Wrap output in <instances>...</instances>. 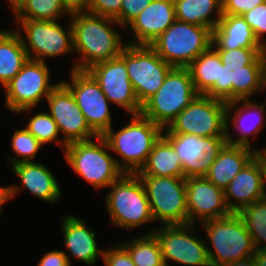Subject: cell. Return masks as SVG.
Segmentation results:
<instances>
[{"instance_id":"obj_1","label":"cell","mask_w":266,"mask_h":266,"mask_svg":"<svg viewBox=\"0 0 266 266\" xmlns=\"http://www.w3.org/2000/svg\"><path fill=\"white\" fill-rule=\"evenodd\" d=\"M220 55L219 82H215V98L230 102L248 99L263 90L266 70V48L217 50Z\"/></svg>"},{"instance_id":"obj_2","label":"cell","mask_w":266,"mask_h":266,"mask_svg":"<svg viewBox=\"0 0 266 266\" xmlns=\"http://www.w3.org/2000/svg\"><path fill=\"white\" fill-rule=\"evenodd\" d=\"M74 51L79 53L80 60L72 70H87L94 64L120 56L126 46L122 45L121 34L110 25L118 22L89 12L71 14Z\"/></svg>"},{"instance_id":"obj_3","label":"cell","mask_w":266,"mask_h":266,"mask_svg":"<svg viewBox=\"0 0 266 266\" xmlns=\"http://www.w3.org/2000/svg\"><path fill=\"white\" fill-rule=\"evenodd\" d=\"M130 123L114 132L109 128L102 137L110 150L122 159L116 161L118 167L129 174H136L145 165L154 144L164 130L141 113L132 115Z\"/></svg>"},{"instance_id":"obj_4","label":"cell","mask_w":266,"mask_h":266,"mask_svg":"<svg viewBox=\"0 0 266 266\" xmlns=\"http://www.w3.org/2000/svg\"><path fill=\"white\" fill-rule=\"evenodd\" d=\"M212 40L210 28L176 19L150 46L172 67L187 68L212 45Z\"/></svg>"},{"instance_id":"obj_5","label":"cell","mask_w":266,"mask_h":266,"mask_svg":"<svg viewBox=\"0 0 266 266\" xmlns=\"http://www.w3.org/2000/svg\"><path fill=\"white\" fill-rule=\"evenodd\" d=\"M106 195L112 225L134 229L154 221L144 185L137 174L124 173Z\"/></svg>"},{"instance_id":"obj_6","label":"cell","mask_w":266,"mask_h":266,"mask_svg":"<svg viewBox=\"0 0 266 266\" xmlns=\"http://www.w3.org/2000/svg\"><path fill=\"white\" fill-rule=\"evenodd\" d=\"M197 95L189 69L173 67L157 92L142 105L141 114L164 129Z\"/></svg>"},{"instance_id":"obj_7","label":"cell","mask_w":266,"mask_h":266,"mask_svg":"<svg viewBox=\"0 0 266 266\" xmlns=\"http://www.w3.org/2000/svg\"><path fill=\"white\" fill-rule=\"evenodd\" d=\"M210 240L207 246L212 266H227L235 261L250 257L255 252L252 238L238 213L202 222Z\"/></svg>"},{"instance_id":"obj_8","label":"cell","mask_w":266,"mask_h":266,"mask_svg":"<svg viewBox=\"0 0 266 266\" xmlns=\"http://www.w3.org/2000/svg\"><path fill=\"white\" fill-rule=\"evenodd\" d=\"M97 142L80 141L67 144L64 157L72 169L95 188L109 187L124 172L108 153L109 145L102 136Z\"/></svg>"},{"instance_id":"obj_9","label":"cell","mask_w":266,"mask_h":266,"mask_svg":"<svg viewBox=\"0 0 266 266\" xmlns=\"http://www.w3.org/2000/svg\"><path fill=\"white\" fill-rule=\"evenodd\" d=\"M141 179L154 221L162 225L188 224L185 177L139 176Z\"/></svg>"},{"instance_id":"obj_10","label":"cell","mask_w":266,"mask_h":266,"mask_svg":"<svg viewBox=\"0 0 266 266\" xmlns=\"http://www.w3.org/2000/svg\"><path fill=\"white\" fill-rule=\"evenodd\" d=\"M120 57L126 62L129 80L141 106L157 92L173 68L149 45L126 44Z\"/></svg>"},{"instance_id":"obj_11","label":"cell","mask_w":266,"mask_h":266,"mask_svg":"<svg viewBox=\"0 0 266 266\" xmlns=\"http://www.w3.org/2000/svg\"><path fill=\"white\" fill-rule=\"evenodd\" d=\"M226 105L223 100L199 94L167 129L201 137L226 136Z\"/></svg>"},{"instance_id":"obj_12","label":"cell","mask_w":266,"mask_h":266,"mask_svg":"<svg viewBox=\"0 0 266 266\" xmlns=\"http://www.w3.org/2000/svg\"><path fill=\"white\" fill-rule=\"evenodd\" d=\"M46 62L28 59L20 72L5 86L6 106L15 113L31 111L57 84H49Z\"/></svg>"},{"instance_id":"obj_13","label":"cell","mask_w":266,"mask_h":266,"mask_svg":"<svg viewBox=\"0 0 266 266\" xmlns=\"http://www.w3.org/2000/svg\"><path fill=\"white\" fill-rule=\"evenodd\" d=\"M192 226L194 227L193 224L162 225L151 230L150 234L158 240L164 264H168L169 260L186 266H212L207 244L204 239L193 235L195 231Z\"/></svg>"},{"instance_id":"obj_14","label":"cell","mask_w":266,"mask_h":266,"mask_svg":"<svg viewBox=\"0 0 266 266\" xmlns=\"http://www.w3.org/2000/svg\"><path fill=\"white\" fill-rule=\"evenodd\" d=\"M16 20L18 25L23 26L22 31H24L27 41L22 38V42L29 59L44 62V58H55L64 53L74 52L71 22L68 30H65L57 24V20Z\"/></svg>"},{"instance_id":"obj_15","label":"cell","mask_w":266,"mask_h":266,"mask_svg":"<svg viewBox=\"0 0 266 266\" xmlns=\"http://www.w3.org/2000/svg\"><path fill=\"white\" fill-rule=\"evenodd\" d=\"M162 136L172 145L180 157L184 177H205L220 150L226 136L201 137L194 134L171 133L167 128Z\"/></svg>"},{"instance_id":"obj_16","label":"cell","mask_w":266,"mask_h":266,"mask_svg":"<svg viewBox=\"0 0 266 266\" xmlns=\"http://www.w3.org/2000/svg\"><path fill=\"white\" fill-rule=\"evenodd\" d=\"M71 81H61L72 93L90 128L102 136L112 127L109 101L87 70L71 69Z\"/></svg>"},{"instance_id":"obj_17","label":"cell","mask_w":266,"mask_h":266,"mask_svg":"<svg viewBox=\"0 0 266 266\" xmlns=\"http://www.w3.org/2000/svg\"><path fill=\"white\" fill-rule=\"evenodd\" d=\"M87 71L98 82L109 102L125 108L131 115L141 113L142 106L129 80L126 62L120 56L94 64Z\"/></svg>"},{"instance_id":"obj_18","label":"cell","mask_w":266,"mask_h":266,"mask_svg":"<svg viewBox=\"0 0 266 266\" xmlns=\"http://www.w3.org/2000/svg\"><path fill=\"white\" fill-rule=\"evenodd\" d=\"M49 114L63 133V142L89 141L98 135L88 125L71 91L60 81L46 98Z\"/></svg>"},{"instance_id":"obj_19","label":"cell","mask_w":266,"mask_h":266,"mask_svg":"<svg viewBox=\"0 0 266 266\" xmlns=\"http://www.w3.org/2000/svg\"><path fill=\"white\" fill-rule=\"evenodd\" d=\"M186 198L188 224H194L198 218L202 223L231 214L225 202L224 190L205 177L186 178Z\"/></svg>"},{"instance_id":"obj_20","label":"cell","mask_w":266,"mask_h":266,"mask_svg":"<svg viewBox=\"0 0 266 266\" xmlns=\"http://www.w3.org/2000/svg\"><path fill=\"white\" fill-rule=\"evenodd\" d=\"M175 20L173 0H153L127 25L134 35L128 44L150 46Z\"/></svg>"},{"instance_id":"obj_21","label":"cell","mask_w":266,"mask_h":266,"mask_svg":"<svg viewBox=\"0 0 266 266\" xmlns=\"http://www.w3.org/2000/svg\"><path fill=\"white\" fill-rule=\"evenodd\" d=\"M224 194L231 213H238L254 201L264 198L259 152L233 178L224 190ZM231 198L236 201H230Z\"/></svg>"},{"instance_id":"obj_22","label":"cell","mask_w":266,"mask_h":266,"mask_svg":"<svg viewBox=\"0 0 266 266\" xmlns=\"http://www.w3.org/2000/svg\"><path fill=\"white\" fill-rule=\"evenodd\" d=\"M62 220L64 243L73 256L88 265H94L99 257L103 258L104 250L97 248L96 235L92 228L86 227L85 221L72 215Z\"/></svg>"},{"instance_id":"obj_23","label":"cell","mask_w":266,"mask_h":266,"mask_svg":"<svg viewBox=\"0 0 266 266\" xmlns=\"http://www.w3.org/2000/svg\"><path fill=\"white\" fill-rule=\"evenodd\" d=\"M212 47H216V50L266 48L257 40L242 16L229 14H223L213 29Z\"/></svg>"},{"instance_id":"obj_24","label":"cell","mask_w":266,"mask_h":266,"mask_svg":"<svg viewBox=\"0 0 266 266\" xmlns=\"http://www.w3.org/2000/svg\"><path fill=\"white\" fill-rule=\"evenodd\" d=\"M260 150L225 144L213 162L205 178L225 190L233 178Z\"/></svg>"},{"instance_id":"obj_25","label":"cell","mask_w":266,"mask_h":266,"mask_svg":"<svg viewBox=\"0 0 266 266\" xmlns=\"http://www.w3.org/2000/svg\"><path fill=\"white\" fill-rule=\"evenodd\" d=\"M241 102L243 106L235 110V113L233 116L230 115V111L235 108L237 105H239ZM266 103L264 102L262 105L256 104L251 102L249 99H240V100H234L227 102L226 105V142L227 144L230 145H237V146H244L251 148L250 146V141H249V136L257 134L258 131L261 130L263 123H264V116H263V111L265 108ZM254 114V115H253ZM252 118L253 116V124L250 121V124L245 123L246 118H249L250 116ZM229 116V117H228ZM231 116V117H230ZM229 118L233 122L234 127L240 132L239 138L237 139H232L231 134L228 131L229 126ZM248 120V119H247ZM247 122V121H246ZM249 122V121H248Z\"/></svg>"},{"instance_id":"obj_26","label":"cell","mask_w":266,"mask_h":266,"mask_svg":"<svg viewBox=\"0 0 266 266\" xmlns=\"http://www.w3.org/2000/svg\"><path fill=\"white\" fill-rule=\"evenodd\" d=\"M13 171L22 180L24 188L49 203L61 198V189L52 172L42 163L23 162L16 164Z\"/></svg>"},{"instance_id":"obj_27","label":"cell","mask_w":266,"mask_h":266,"mask_svg":"<svg viewBox=\"0 0 266 266\" xmlns=\"http://www.w3.org/2000/svg\"><path fill=\"white\" fill-rule=\"evenodd\" d=\"M136 174L138 176L184 177L180 157L163 136L154 144L145 165Z\"/></svg>"},{"instance_id":"obj_28","label":"cell","mask_w":266,"mask_h":266,"mask_svg":"<svg viewBox=\"0 0 266 266\" xmlns=\"http://www.w3.org/2000/svg\"><path fill=\"white\" fill-rule=\"evenodd\" d=\"M19 30L0 33V83L5 86L28 61Z\"/></svg>"},{"instance_id":"obj_29","label":"cell","mask_w":266,"mask_h":266,"mask_svg":"<svg viewBox=\"0 0 266 266\" xmlns=\"http://www.w3.org/2000/svg\"><path fill=\"white\" fill-rule=\"evenodd\" d=\"M212 45L187 68L198 94L215 98V82H219L220 55Z\"/></svg>"},{"instance_id":"obj_30","label":"cell","mask_w":266,"mask_h":266,"mask_svg":"<svg viewBox=\"0 0 266 266\" xmlns=\"http://www.w3.org/2000/svg\"><path fill=\"white\" fill-rule=\"evenodd\" d=\"M175 17L179 21L199 26H206L212 31L222 17V0H173ZM217 14L212 19L211 13Z\"/></svg>"},{"instance_id":"obj_31","label":"cell","mask_w":266,"mask_h":266,"mask_svg":"<svg viewBox=\"0 0 266 266\" xmlns=\"http://www.w3.org/2000/svg\"><path fill=\"white\" fill-rule=\"evenodd\" d=\"M10 8L17 19L56 21L69 14L61 0H16Z\"/></svg>"},{"instance_id":"obj_32","label":"cell","mask_w":266,"mask_h":266,"mask_svg":"<svg viewBox=\"0 0 266 266\" xmlns=\"http://www.w3.org/2000/svg\"><path fill=\"white\" fill-rule=\"evenodd\" d=\"M122 246L130 254L135 266H162L164 265L161 249L157 238L153 234H144Z\"/></svg>"},{"instance_id":"obj_33","label":"cell","mask_w":266,"mask_h":266,"mask_svg":"<svg viewBox=\"0 0 266 266\" xmlns=\"http://www.w3.org/2000/svg\"><path fill=\"white\" fill-rule=\"evenodd\" d=\"M238 215L252 238L255 250L266 249V199L254 201L241 209ZM260 242L265 244L261 245Z\"/></svg>"},{"instance_id":"obj_34","label":"cell","mask_w":266,"mask_h":266,"mask_svg":"<svg viewBox=\"0 0 266 266\" xmlns=\"http://www.w3.org/2000/svg\"><path fill=\"white\" fill-rule=\"evenodd\" d=\"M42 145L55 141L59 145L63 143L64 149L67 144L58 140L60 133L56 122L53 120L49 112H41L33 116L28 125L25 127ZM58 140V141H57Z\"/></svg>"},{"instance_id":"obj_35","label":"cell","mask_w":266,"mask_h":266,"mask_svg":"<svg viewBox=\"0 0 266 266\" xmlns=\"http://www.w3.org/2000/svg\"><path fill=\"white\" fill-rule=\"evenodd\" d=\"M41 147L42 144L26 128L15 129L12 137V148L18 156H21V159L8 157L11 166L32 162Z\"/></svg>"},{"instance_id":"obj_36","label":"cell","mask_w":266,"mask_h":266,"mask_svg":"<svg viewBox=\"0 0 266 266\" xmlns=\"http://www.w3.org/2000/svg\"><path fill=\"white\" fill-rule=\"evenodd\" d=\"M242 17L253 30L257 40L266 47V41L263 40V36L266 34V0L243 14Z\"/></svg>"},{"instance_id":"obj_37","label":"cell","mask_w":266,"mask_h":266,"mask_svg":"<svg viewBox=\"0 0 266 266\" xmlns=\"http://www.w3.org/2000/svg\"><path fill=\"white\" fill-rule=\"evenodd\" d=\"M122 0H90L88 12L91 14L113 18L120 25Z\"/></svg>"},{"instance_id":"obj_38","label":"cell","mask_w":266,"mask_h":266,"mask_svg":"<svg viewBox=\"0 0 266 266\" xmlns=\"http://www.w3.org/2000/svg\"><path fill=\"white\" fill-rule=\"evenodd\" d=\"M153 0H122L120 10V26H127Z\"/></svg>"},{"instance_id":"obj_39","label":"cell","mask_w":266,"mask_h":266,"mask_svg":"<svg viewBox=\"0 0 266 266\" xmlns=\"http://www.w3.org/2000/svg\"><path fill=\"white\" fill-rule=\"evenodd\" d=\"M103 261L106 266H135L128 251L120 244L104 249Z\"/></svg>"},{"instance_id":"obj_40","label":"cell","mask_w":266,"mask_h":266,"mask_svg":"<svg viewBox=\"0 0 266 266\" xmlns=\"http://www.w3.org/2000/svg\"><path fill=\"white\" fill-rule=\"evenodd\" d=\"M265 0H222V13L242 16Z\"/></svg>"},{"instance_id":"obj_41","label":"cell","mask_w":266,"mask_h":266,"mask_svg":"<svg viewBox=\"0 0 266 266\" xmlns=\"http://www.w3.org/2000/svg\"><path fill=\"white\" fill-rule=\"evenodd\" d=\"M63 251H50L43 255L38 266H71L70 257Z\"/></svg>"},{"instance_id":"obj_42","label":"cell","mask_w":266,"mask_h":266,"mask_svg":"<svg viewBox=\"0 0 266 266\" xmlns=\"http://www.w3.org/2000/svg\"><path fill=\"white\" fill-rule=\"evenodd\" d=\"M65 10L71 14L88 12L90 0H61Z\"/></svg>"},{"instance_id":"obj_43","label":"cell","mask_w":266,"mask_h":266,"mask_svg":"<svg viewBox=\"0 0 266 266\" xmlns=\"http://www.w3.org/2000/svg\"><path fill=\"white\" fill-rule=\"evenodd\" d=\"M20 192L19 186H6L0 187V214H2V205L9 199L15 197V195ZM1 216V215H0Z\"/></svg>"},{"instance_id":"obj_44","label":"cell","mask_w":266,"mask_h":266,"mask_svg":"<svg viewBox=\"0 0 266 266\" xmlns=\"http://www.w3.org/2000/svg\"><path fill=\"white\" fill-rule=\"evenodd\" d=\"M256 266H266V249H258L252 255Z\"/></svg>"},{"instance_id":"obj_45","label":"cell","mask_w":266,"mask_h":266,"mask_svg":"<svg viewBox=\"0 0 266 266\" xmlns=\"http://www.w3.org/2000/svg\"><path fill=\"white\" fill-rule=\"evenodd\" d=\"M259 163L262 176L263 195L266 199V159L259 153Z\"/></svg>"},{"instance_id":"obj_46","label":"cell","mask_w":266,"mask_h":266,"mask_svg":"<svg viewBox=\"0 0 266 266\" xmlns=\"http://www.w3.org/2000/svg\"><path fill=\"white\" fill-rule=\"evenodd\" d=\"M227 266H256L252 256L235 261Z\"/></svg>"},{"instance_id":"obj_47","label":"cell","mask_w":266,"mask_h":266,"mask_svg":"<svg viewBox=\"0 0 266 266\" xmlns=\"http://www.w3.org/2000/svg\"><path fill=\"white\" fill-rule=\"evenodd\" d=\"M263 88H266V70L264 72V78H263ZM266 101V100H265ZM266 103V102H265Z\"/></svg>"},{"instance_id":"obj_48","label":"cell","mask_w":266,"mask_h":266,"mask_svg":"<svg viewBox=\"0 0 266 266\" xmlns=\"http://www.w3.org/2000/svg\"><path fill=\"white\" fill-rule=\"evenodd\" d=\"M266 159V147L259 152Z\"/></svg>"},{"instance_id":"obj_49","label":"cell","mask_w":266,"mask_h":266,"mask_svg":"<svg viewBox=\"0 0 266 266\" xmlns=\"http://www.w3.org/2000/svg\"><path fill=\"white\" fill-rule=\"evenodd\" d=\"M10 1V6L16 1V0H9Z\"/></svg>"}]
</instances>
